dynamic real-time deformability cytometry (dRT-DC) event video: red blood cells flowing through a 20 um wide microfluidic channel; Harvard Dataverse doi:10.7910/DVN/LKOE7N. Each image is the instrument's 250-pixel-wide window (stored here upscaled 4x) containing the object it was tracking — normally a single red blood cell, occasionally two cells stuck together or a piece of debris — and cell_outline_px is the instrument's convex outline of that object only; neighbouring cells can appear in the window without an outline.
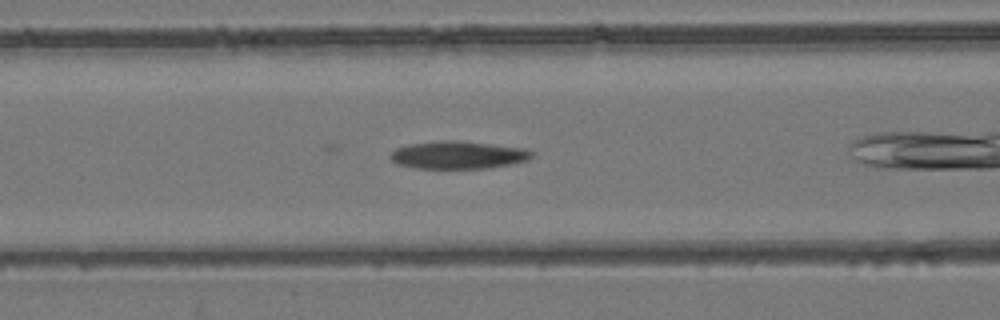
{"species": "common noctule bat (a hibernating species)", "species_latin": "Nyctalus noctula", "temperature_condition": "room temperature", "stored_images_in_passage": 30, "camera_frame_rate_fps": 3000, "um_per_image_px": 0.085, "animal": {"sex": "female", "body_mass_g": 24.6, "forearm_length_mm": 56.2}, "frame": {"image": 1, "passage_image": 10, "time_ms": 3.0, "image_size_px": [1000, 320], "cell_outline_px": [[532, 156], [528, 160], [508, 164], [484, 168], [416, 168], [400, 164], [392, 160], [392, 152], [396, 148], [408, 144], [440, 140], [456, 140], [528, 148], [532, 152]], "centroid_in_image_um": [38.96, 13.15], "position_along_channel_um": 127.6, "area_um2": 22.6}}
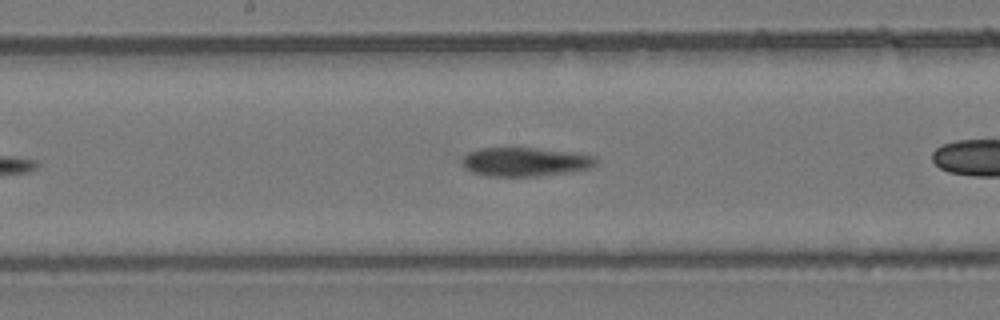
{"frame": {"image": 2, "passage_image": 16, "time_ms": 5.0, "image_size_px": [1000, 320], "cell_outline_px": [[596, 164], [592, 168], [572, 172], [540, 176], [488, 176], [472, 172], [464, 164], [464, 156], [468, 152], [480, 148], [532, 148], [568, 152], [596, 156]], "centroid_in_image_um": [44.69, 13.76], "position_along_channel_um": 203.5, "area_um2": 22.31}}
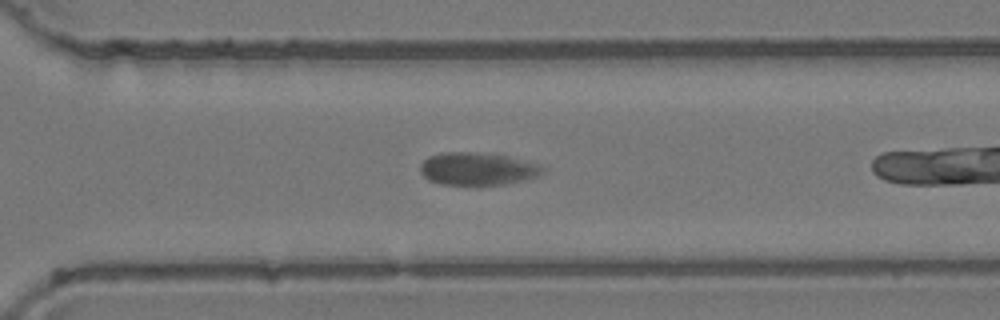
{"frame": {"image": 3, "passage_image": 26, "time_ms": 8.333, "image_size_px": [1000, 320], "cell_outline_px": [[548, 168], [544, 172], [536, 176], [524, 180], [508, 184], [480, 188], [476, 188], [440, 184], [428, 180], [420, 172], [420, 164], [428, 156], [444, 152], [476, 152], [508, 156], [540, 164]], "centroid_in_image_um": [40.6, 14.4], "position_along_channel_um": 330.0, "area_um2": 24.45}}